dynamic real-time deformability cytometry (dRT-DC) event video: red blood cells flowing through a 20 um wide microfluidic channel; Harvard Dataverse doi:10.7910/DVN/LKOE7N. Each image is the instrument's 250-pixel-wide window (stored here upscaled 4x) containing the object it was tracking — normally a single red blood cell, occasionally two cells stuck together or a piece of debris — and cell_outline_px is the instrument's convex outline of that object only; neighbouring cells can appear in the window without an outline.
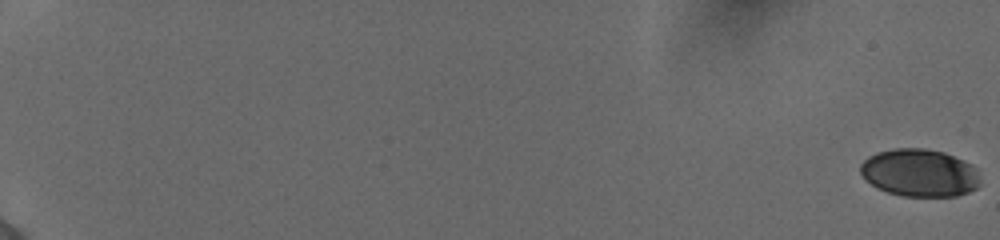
{"species": "human", "species_latin": "Homo sapiens", "temperature_condition": "cold", "stored_images_in_passage": 57, "camera_frame_rate_fps": 3000, "um_per_image_px": 0.085, "donor": {"sex": "female"}, "frame": {"image": 1, "passage_image": 1, "time_ms": 0.0, "image_size_px": [1000, 240], "cell_outline_px": [[980, 184], [976, 188], [968, 192], [956, 196], [900, 196], [876, 188], [864, 180], [860, 172], [860, 164], [868, 156], [876, 152], [892, 148], [924, 148], [944, 152], [964, 160], [972, 164], [976, 168], [980, 176]], "centroid_in_image_um": [78.15, 14.69], "position_along_channel_um": 6.9, "area_um2": 33.76}}
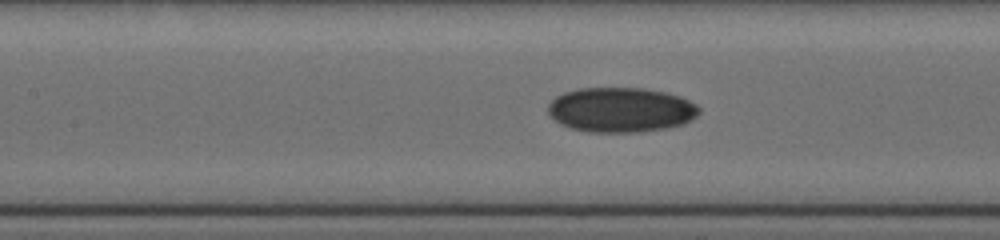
{"frame": {"image": 2, "passage_image": 31, "time_ms": 10.0, "image_size_px": [1000, 240], "cell_outline_px": [[700, 112], [696, 116], [680, 124], [668, 128], [640, 132], [588, 132], [572, 128], [560, 124], [548, 112], [548, 104], [556, 96], [564, 92], [580, 88], [644, 88], [664, 92], [680, 96], [696, 104], [700, 108]], "centroid_in_image_um": [52.76, 9.33], "position_along_channel_um": 154.6, "area_um2": 39.36}}
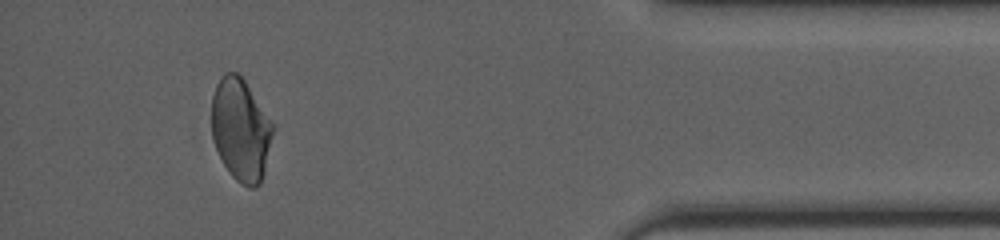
{"frame": {"image": 3, "passage_image": 54, "time_ms": 17.667, "image_size_px": [1000, 240], "cell_outline_px": [[272, 132], [264, 168], [260, 184], [256, 188], [248, 188], [240, 184], [232, 176], [224, 164], [216, 148], [212, 136], [212, 96], [216, 84], [220, 76], [224, 72], [236, 72], [244, 80], [272, 124]], "centroid_in_image_um": [20.41, 11.03], "position_along_channel_um": 414.8, "area_um2": 35.78}, "authors_computed_cell_mechanics": {"area_um2": 36.5874, "velocity_mm_per_s": 3.8977, "shape_relaxation_time_tau1_ms": null, "shape_relaxation_time_tau2_ms": 3.6643, "deformation_change_tau1": null, "deformation_change_tau2": 0.062}}